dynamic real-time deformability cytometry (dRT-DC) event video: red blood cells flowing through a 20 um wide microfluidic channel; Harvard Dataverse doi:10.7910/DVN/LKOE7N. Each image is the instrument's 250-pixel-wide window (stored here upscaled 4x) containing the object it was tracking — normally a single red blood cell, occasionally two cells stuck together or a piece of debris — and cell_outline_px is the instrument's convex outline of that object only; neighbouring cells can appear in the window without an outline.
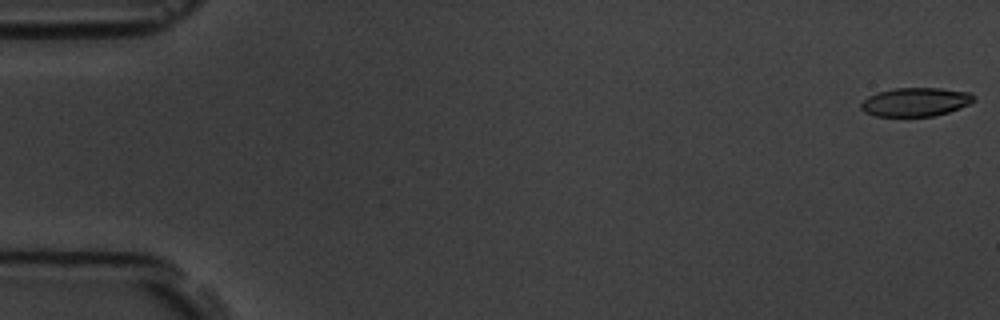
{"species": "common noctule bat (a hibernating species)", "species_latin": "Nyctalus noctula", "temperature_condition": "room temperature", "stored_images_in_passage": 15, "camera_frame_rate_fps": 3000, "um_per_image_px": 0.085, "animal": {"sex": "male", "body_mass_g": 19.5, "forearm_length_mm": 54.6}, "frame": {"image": 1, "passage_image": 1, "time_ms": 0.0, "image_size_px": [1000, 320], "cell_outline_px": [[976, 100], [960, 108], [936, 116], [876, 116], [864, 112], [860, 108], [860, 104], [868, 96], [876, 92], [892, 88], [940, 88], [972, 92], [976, 96]], "centroid_in_image_um": [77.84, 8.66], "position_along_channel_um": 7.2, "area_um2": 19.13}}
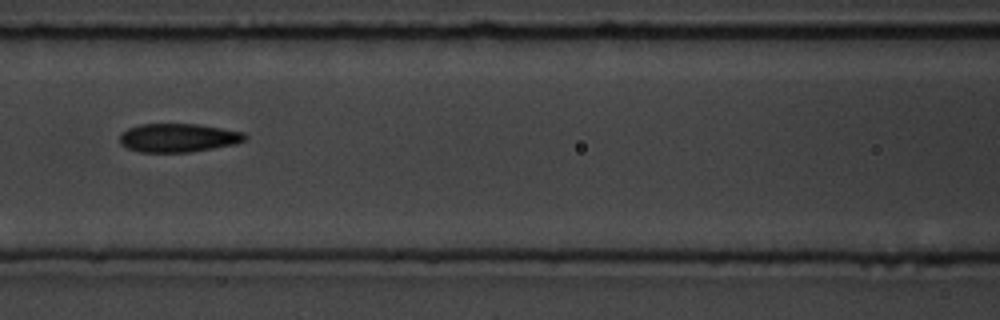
{"frame": {"image": 2, "passage_image": 7, "time_ms": 8.0, "image_size_px": [1000, 320], "cell_outline_px": [[248, 136], [244, 140], [236, 144], [192, 152], [140, 152], [128, 148], [120, 144], [120, 132], [128, 128], [140, 124], [196, 124], [244, 132]], "centroid_in_image_um": [15.14, 11.71], "position_along_channel_um": 151.5, "area_um2": 20.92}}
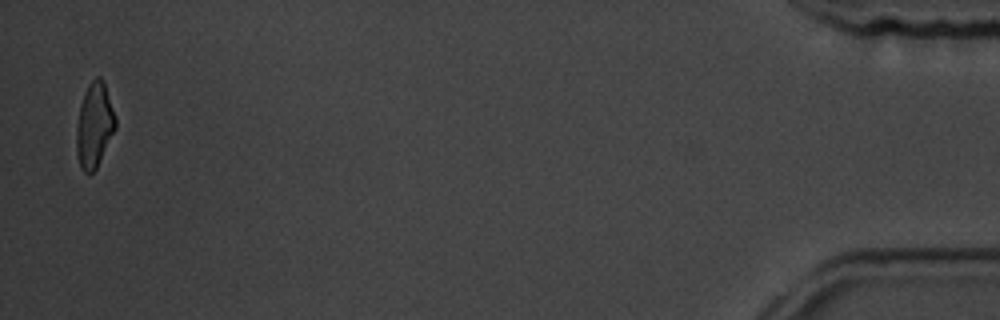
{"frame": {"image": 3, "passage_image": 15, "time_ms": 18.0, "image_size_px": [1000, 320], "cell_outline_px": [[116, 128], [96, 168], [88, 176], [80, 168], [76, 152], [76, 128], [80, 104], [84, 92], [88, 84], [96, 76], [100, 76], [104, 80], [116, 120]], "centroid_in_image_um": [8.0, 10.64], "position_along_channel_um": 427.2, "area_um2": 19.42}, "authors_computed_cell_mechanics": {"area_um2": 20.519, "velocity_mm_per_s": 3.6853, "shape_relaxation_time_tau1_ms": 5.5944, "shape_relaxation_time_tau2_ms": 5.1241, "deformation_change_tau1": 0.1327, "deformation_change_tau2": 0.089}}